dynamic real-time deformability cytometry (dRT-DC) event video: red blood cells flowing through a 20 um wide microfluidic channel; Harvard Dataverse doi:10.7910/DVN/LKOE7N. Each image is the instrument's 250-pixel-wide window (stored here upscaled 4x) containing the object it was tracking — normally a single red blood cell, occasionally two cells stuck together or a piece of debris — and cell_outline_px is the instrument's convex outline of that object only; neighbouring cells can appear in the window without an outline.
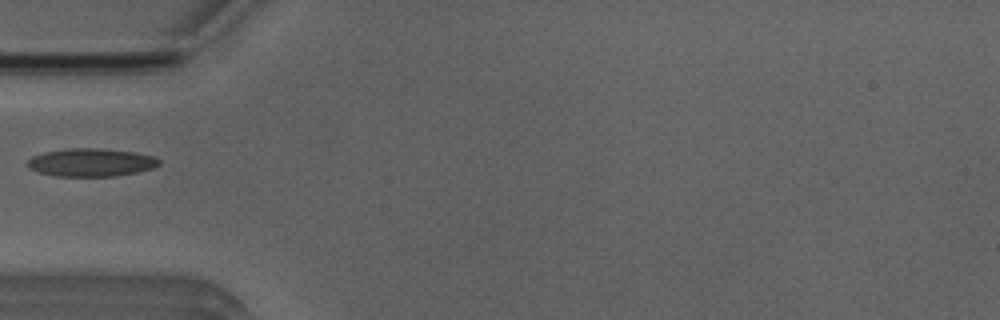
{"species": "Egyptian fruit bat (a non-hibernating species)", "species_latin": "Rousettus aegyptiacus", "temperature_condition": "room temperature", "stored_images_in_passage": 5, "camera_frame_rate_fps": 3000, "um_per_image_px": 0.085, "animal": {"sex": "male"}, "frame": {"image": 1, "passage_image": 5, "time_ms": 4.333, "image_size_px": [1000, 320], "cell_outline_px": [[160, 164], [152, 168], [136, 172], [116, 176], [56, 176], [40, 172], [32, 168], [28, 164], [28, 160], [32, 156], [44, 152], [64, 148], [100, 148], [136, 152], [156, 156], [160, 160]], "centroid_in_image_um": [7.79, 13.79], "position_along_channel_um": 77.2, "area_um2": 21.5}}